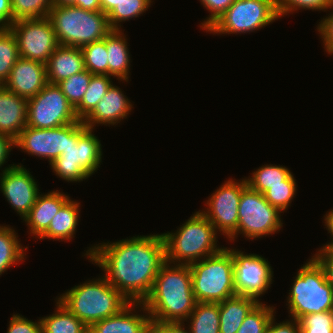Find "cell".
Segmentation results:
<instances>
[{
    "mask_svg": "<svg viewBox=\"0 0 333 333\" xmlns=\"http://www.w3.org/2000/svg\"><path fill=\"white\" fill-rule=\"evenodd\" d=\"M196 302L220 303L236 295L233 256L228 247L189 265Z\"/></svg>",
    "mask_w": 333,
    "mask_h": 333,
    "instance_id": "8",
    "label": "cell"
},
{
    "mask_svg": "<svg viewBox=\"0 0 333 333\" xmlns=\"http://www.w3.org/2000/svg\"><path fill=\"white\" fill-rule=\"evenodd\" d=\"M47 84L46 64L20 57L3 86L18 96L29 99Z\"/></svg>",
    "mask_w": 333,
    "mask_h": 333,
    "instance_id": "17",
    "label": "cell"
},
{
    "mask_svg": "<svg viewBox=\"0 0 333 333\" xmlns=\"http://www.w3.org/2000/svg\"><path fill=\"white\" fill-rule=\"evenodd\" d=\"M149 333H190L184 322H153L151 321Z\"/></svg>",
    "mask_w": 333,
    "mask_h": 333,
    "instance_id": "44",
    "label": "cell"
},
{
    "mask_svg": "<svg viewBox=\"0 0 333 333\" xmlns=\"http://www.w3.org/2000/svg\"><path fill=\"white\" fill-rule=\"evenodd\" d=\"M59 45L82 47L104 39L111 31L102 11H89L73 5L54 6L49 13Z\"/></svg>",
    "mask_w": 333,
    "mask_h": 333,
    "instance_id": "7",
    "label": "cell"
},
{
    "mask_svg": "<svg viewBox=\"0 0 333 333\" xmlns=\"http://www.w3.org/2000/svg\"><path fill=\"white\" fill-rule=\"evenodd\" d=\"M85 70L80 47L59 45L46 63L48 83L58 84L70 76Z\"/></svg>",
    "mask_w": 333,
    "mask_h": 333,
    "instance_id": "22",
    "label": "cell"
},
{
    "mask_svg": "<svg viewBox=\"0 0 333 333\" xmlns=\"http://www.w3.org/2000/svg\"><path fill=\"white\" fill-rule=\"evenodd\" d=\"M122 0H100L101 11L106 15Z\"/></svg>",
    "mask_w": 333,
    "mask_h": 333,
    "instance_id": "50",
    "label": "cell"
},
{
    "mask_svg": "<svg viewBox=\"0 0 333 333\" xmlns=\"http://www.w3.org/2000/svg\"><path fill=\"white\" fill-rule=\"evenodd\" d=\"M20 58L18 42L10 28L0 29V84L9 78L13 65Z\"/></svg>",
    "mask_w": 333,
    "mask_h": 333,
    "instance_id": "32",
    "label": "cell"
},
{
    "mask_svg": "<svg viewBox=\"0 0 333 333\" xmlns=\"http://www.w3.org/2000/svg\"><path fill=\"white\" fill-rule=\"evenodd\" d=\"M291 170L282 165L265 164L252 172V176L245 177L247 185L260 193L271 189V186L285 185V179Z\"/></svg>",
    "mask_w": 333,
    "mask_h": 333,
    "instance_id": "29",
    "label": "cell"
},
{
    "mask_svg": "<svg viewBox=\"0 0 333 333\" xmlns=\"http://www.w3.org/2000/svg\"><path fill=\"white\" fill-rule=\"evenodd\" d=\"M275 314L269 321L267 329L265 333H300V322L297 319H287L283 322H275L276 321Z\"/></svg>",
    "mask_w": 333,
    "mask_h": 333,
    "instance_id": "43",
    "label": "cell"
},
{
    "mask_svg": "<svg viewBox=\"0 0 333 333\" xmlns=\"http://www.w3.org/2000/svg\"><path fill=\"white\" fill-rule=\"evenodd\" d=\"M52 314L40 317L42 333H87L89 328L57 298Z\"/></svg>",
    "mask_w": 333,
    "mask_h": 333,
    "instance_id": "26",
    "label": "cell"
},
{
    "mask_svg": "<svg viewBox=\"0 0 333 333\" xmlns=\"http://www.w3.org/2000/svg\"><path fill=\"white\" fill-rule=\"evenodd\" d=\"M57 299L88 328L116 315L130 303L102 275L75 285Z\"/></svg>",
    "mask_w": 333,
    "mask_h": 333,
    "instance_id": "3",
    "label": "cell"
},
{
    "mask_svg": "<svg viewBox=\"0 0 333 333\" xmlns=\"http://www.w3.org/2000/svg\"><path fill=\"white\" fill-rule=\"evenodd\" d=\"M150 324L151 318L144 304L142 302H130L116 315L92 324L89 327V332L149 333Z\"/></svg>",
    "mask_w": 333,
    "mask_h": 333,
    "instance_id": "18",
    "label": "cell"
},
{
    "mask_svg": "<svg viewBox=\"0 0 333 333\" xmlns=\"http://www.w3.org/2000/svg\"><path fill=\"white\" fill-rule=\"evenodd\" d=\"M317 250L313 256L323 266L327 280L333 287V248H318Z\"/></svg>",
    "mask_w": 333,
    "mask_h": 333,
    "instance_id": "45",
    "label": "cell"
},
{
    "mask_svg": "<svg viewBox=\"0 0 333 333\" xmlns=\"http://www.w3.org/2000/svg\"><path fill=\"white\" fill-rule=\"evenodd\" d=\"M101 140L81 120L71 123V144L51 164V170L61 180L82 182L100 168L103 157Z\"/></svg>",
    "mask_w": 333,
    "mask_h": 333,
    "instance_id": "6",
    "label": "cell"
},
{
    "mask_svg": "<svg viewBox=\"0 0 333 333\" xmlns=\"http://www.w3.org/2000/svg\"><path fill=\"white\" fill-rule=\"evenodd\" d=\"M80 206L81 204L77 200L70 198L53 217L48 229L38 239L70 242L77 231Z\"/></svg>",
    "mask_w": 333,
    "mask_h": 333,
    "instance_id": "24",
    "label": "cell"
},
{
    "mask_svg": "<svg viewBox=\"0 0 333 333\" xmlns=\"http://www.w3.org/2000/svg\"><path fill=\"white\" fill-rule=\"evenodd\" d=\"M7 333H42L40 318L34 322L19 313H13Z\"/></svg>",
    "mask_w": 333,
    "mask_h": 333,
    "instance_id": "41",
    "label": "cell"
},
{
    "mask_svg": "<svg viewBox=\"0 0 333 333\" xmlns=\"http://www.w3.org/2000/svg\"><path fill=\"white\" fill-rule=\"evenodd\" d=\"M84 251L83 256L98 265L106 280L130 302L143 303L166 262L162 233L102 242Z\"/></svg>",
    "mask_w": 333,
    "mask_h": 333,
    "instance_id": "1",
    "label": "cell"
},
{
    "mask_svg": "<svg viewBox=\"0 0 333 333\" xmlns=\"http://www.w3.org/2000/svg\"><path fill=\"white\" fill-rule=\"evenodd\" d=\"M184 322L190 333H220L219 303L197 302Z\"/></svg>",
    "mask_w": 333,
    "mask_h": 333,
    "instance_id": "28",
    "label": "cell"
},
{
    "mask_svg": "<svg viewBox=\"0 0 333 333\" xmlns=\"http://www.w3.org/2000/svg\"><path fill=\"white\" fill-rule=\"evenodd\" d=\"M13 22L21 19L48 17L52 0H11Z\"/></svg>",
    "mask_w": 333,
    "mask_h": 333,
    "instance_id": "36",
    "label": "cell"
},
{
    "mask_svg": "<svg viewBox=\"0 0 333 333\" xmlns=\"http://www.w3.org/2000/svg\"><path fill=\"white\" fill-rule=\"evenodd\" d=\"M84 66L91 74L108 75L106 42L102 39L81 47Z\"/></svg>",
    "mask_w": 333,
    "mask_h": 333,
    "instance_id": "34",
    "label": "cell"
},
{
    "mask_svg": "<svg viewBox=\"0 0 333 333\" xmlns=\"http://www.w3.org/2000/svg\"><path fill=\"white\" fill-rule=\"evenodd\" d=\"M233 256L236 295L252 297L259 303L273 283V268L262 255L228 248Z\"/></svg>",
    "mask_w": 333,
    "mask_h": 333,
    "instance_id": "14",
    "label": "cell"
},
{
    "mask_svg": "<svg viewBox=\"0 0 333 333\" xmlns=\"http://www.w3.org/2000/svg\"><path fill=\"white\" fill-rule=\"evenodd\" d=\"M123 30H112L104 41L106 42L108 57V75L116 78L120 82H128L130 73L131 55L126 33ZM131 62V63H130Z\"/></svg>",
    "mask_w": 333,
    "mask_h": 333,
    "instance_id": "23",
    "label": "cell"
},
{
    "mask_svg": "<svg viewBox=\"0 0 333 333\" xmlns=\"http://www.w3.org/2000/svg\"><path fill=\"white\" fill-rule=\"evenodd\" d=\"M211 222L198 210L174 232L162 233L166 261L190 265L219 252L218 235Z\"/></svg>",
    "mask_w": 333,
    "mask_h": 333,
    "instance_id": "4",
    "label": "cell"
},
{
    "mask_svg": "<svg viewBox=\"0 0 333 333\" xmlns=\"http://www.w3.org/2000/svg\"><path fill=\"white\" fill-rule=\"evenodd\" d=\"M247 186L245 177L240 180L227 179L206 200V209L199 210L215 227L217 233L227 240L238 226L239 201Z\"/></svg>",
    "mask_w": 333,
    "mask_h": 333,
    "instance_id": "12",
    "label": "cell"
},
{
    "mask_svg": "<svg viewBox=\"0 0 333 333\" xmlns=\"http://www.w3.org/2000/svg\"><path fill=\"white\" fill-rule=\"evenodd\" d=\"M299 322L300 333H333V310L305 315Z\"/></svg>",
    "mask_w": 333,
    "mask_h": 333,
    "instance_id": "38",
    "label": "cell"
},
{
    "mask_svg": "<svg viewBox=\"0 0 333 333\" xmlns=\"http://www.w3.org/2000/svg\"><path fill=\"white\" fill-rule=\"evenodd\" d=\"M18 233L10 225L0 224V277L13 265L25 261L27 246L23 247Z\"/></svg>",
    "mask_w": 333,
    "mask_h": 333,
    "instance_id": "27",
    "label": "cell"
},
{
    "mask_svg": "<svg viewBox=\"0 0 333 333\" xmlns=\"http://www.w3.org/2000/svg\"><path fill=\"white\" fill-rule=\"evenodd\" d=\"M13 23L11 0H0V29L9 28Z\"/></svg>",
    "mask_w": 333,
    "mask_h": 333,
    "instance_id": "47",
    "label": "cell"
},
{
    "mask_svg": "<svg viewBox=\"0 0 333 333\" xmlns=\"http://www.w3.org/2000/svg\"><path fill=\"white\" fill-rule=\"evenodd\" d=\"M280 19L276 0H235L206 30L213 35L257 32Z\"/></svg>",
    "mask_w": 333,
    "mask_h": 333,
    "instance_id": "9",
    "label": "cell"
},
{
    "mask_svg": "<svg viewBox=\"0 0 333 333\" xmlns=\"http://www.w3.org/2000/svg\"><path fill=\"white\" fill-rule=\"evenodd\" d=\"M235 0H200L201 5L208 10L209 15L199 25L206 31L231 6Z\"/></svg>",
    "mask_w": 333,
    "mask_h": 333,
    "instance_id": "40",
    "label": "cell"
},
{
    "mask_svg": "<svg viewBox=\"0 0 333 333\" xmlns=\"http://www.w3.org/2000/svg\"><path fill=\"white\" fill-rule=\"evenodd\" d=\"M324 222V228L327 229L328 234L330 233L331 239L330 242L324 244L321 248H333V208L329 210L324 216H323Z\"/></svg>",
    "mask_w": 333,
    "mask_h": 333,
    "instance_id": "48",
    "label": "cell"
},
{
    "mask_svg": "<svg viewBox=\"0 0 333 333\" xmlns=\"http://www.w3.org/2000/svg\"><path fill=\"white\" fill-rule=\"evenodd\" d=\"M28 99L0 86V133L15 140L27 123Z\"/></svg>",
    "mask_w": 333,
    "mask_h": 333,
    "instance_id": "21",
    "label": "cell"
},
{
    "mask_svg": "<svg viewBox=\"0 0 333 333\" xmlns=\"http://www.w3.org/2000/svg\"><path fill=\"white\" fill-rule=\"evenodd\" d=\"M110 75L93 74L89 86L83 95L81 103L75 108L77 118L83 121L96 107L113 84L114 77Z\"/></svg>",
    "mask_w": 333,
    "mask_h": 333,
    "instance_id": "30",
    "label": "cell"
},
{
    "mask_svg": "<svg viewBox=\"0 0 333 333\" xmlns=\"http://www.w3.org/2000/svg\"><path fill=\"white\" fill-rule=\"evenodd\" d=\"M306 262L293 277L285 303L289 317L297 320L308 314L333 310V287L323 266L313 255Z\"/></svg>",
    "mask_w": 333,
    "mask_h": 333,
    "instance_id": "5",
    "label": "cell"
},
{
    "mask_svg": "<svg viewBox=\"0 0 333 333\" xmlns=\"http://www.w3.org/2000/svg\"><path fill=\"white\" fill-rule=\"evenodd\" d=\"M54 6L73 5L75 0H52Z\"/></svg>",
    "mask_w": 333,
    "mask_h": 333,
    "instance_id": "51",
    "label": "cell"
},
{
    "mask_svg": "<svg viewBox=\"0 0 333 333\" xmlns=\"http://www.w3.org/2000/svg\"><path fill=\"white\" fill-rule=\"evenodd\" d=\"M71 144V124L50 129L26 126L14 140V146L28 155L46 159L49 165Z\"/></svg>",
    "mask_w": 333,
    "mask_h": 333,
    "instance_id": "15",
    "label": "cell"
},
{
    "mask_svg": "<svg viewBox=\"0 0 333 333\" xmlns=\"http://www.w3.org/2000/svg\"><path fill=\"white\" fill-rule=\"evenodd\" d=\"M92 75L93 74L85 69L82 72L74 74L57 84L61 88L62 93L67 97L68 102L74 108L81 103L83 95L89 86Z\"/></svg>",
    "mask_w": 333,
    "mask_h": 333,
    "instance_id": "37",
    "label": "cell"
},
{
    "mask_svg": "<svg viewBox=\"0 0 333 333\" xmlns=\"http://www.w3.org/2000/svg\"><path fill=\"white\" fill-rule=\"evenodd\" d=\"M275 310L273 305L258 303L245 317L237 333H265Z\"/></svg>",
    "mask_w": 333,
    "mask_h": 333,
    "instance_id": "35",
    "label": "cell"
},
{
    "mask_svg": "<svg viewBox=\"0 0 333 333\" xmlns=\"http://www.w3.org/2000/svg\"><path fill=\"white\" fill-rule=\"evenodd\" d=\"M9 28L16 36L21 58L46 64L59 46L49 17L17 20Z\"/></svg>",
    "mask_w": 333,
    "mask_h": 333,
    "instance_id": "13",
    "label": "cell"
},
{
    "mask_svg": "<svg viewBox=\"0 0 333 333\" xmlns=\"http://www.w3.org/2000/svg\"><path fill=\"white\" fill-rule=\"evenodd\" d=\"M73 6L89 11H101L100 0H75Z\"/></svg>",
    "mask_w": 333,
    "mask_h": 333,
    "instance_id": "49",
    "label": "cell"
},
{
    "mask_svg": "<svg viewBox=\"0 0 333 333\" xmlns=\"http://www.w3.org/2000/svg\"><path fill=\"white\" fill-rule=\"evenodd\" d=\"M122 90L116 84H112L94 110L82 122L90 129H95L99 125L110 127L121 124L120 122L131 114L134 105Z\"/></svg>",
    "mask_w": 333,
    "mask_h": 333,
    "instance_id": "19",
    "label": "cell"
},
{
    "mask_svg": "<svg viewBox=\"0 0 333 333\" xmlns=\"http://www.w3.org/2000/svg\"><path fill=\"white\" fill-rule=\"evenodd\" d=\"M12 148H15L14 140L9 136L0 133V173L15 165V163H13L4 167V169L2 168L8 162L7 160L12 151Z\"/></svg>",
    "mask_w": 333,
    "mask_h": 333,
    "instance_id": "46",
    "label": "cell"
},
{
    "mask_svg": "<svg viewBox=\"0 0 333 333\" xmlns=\"http://www.w3.org/2000/svg\"><path fill=\"white\" fill-rule=\"evenodd\" d=\"M297 187L294 174L291 173L285 179V185L271 186V189L266 190L263 195L270 205L276 207L284 214L296 196Z\"/></svg>",
    "mask_w": 333,
    "mask_h": 333,
    "instance_id": "33",
    "label": "cell"
},
{
    "mask_svg": "<svg viewBox=\"0 0 333 333\" xmlns=\"http://www.w3.org/2000/svg\"><path fill=\"white\" fill-rule=\"evenodd\" d=\"M259 302L235 295L219 303L220 333H237L243 320Z\"/></svg>",
    "mask_w": 333,
    "mask_h": 333,
    "instance_id": "25",
    "label": "cell"
},
{
    "mask_svg": "<svg viewBox=\"0 0 333 333\" xmlns=\"http://www.w3.org/2000/svg\"><path fill=\"white\" fill-rule=\"evenodd\" d=\"M78 121L75 108L57 84L48 83L37 95L28 99L26 126L50 129Z\"/></svg>",
    "mask_w": 333,
    "mask_h": 333,
    "instance_id": "11",
    "label": "cell"
},
{
    "mask_svg": "<svg viewBox=\"0 0 333 333\" xmlns=\"http://www.w3.org/2000/svg\"><path fill=\"white\" fill-rule=\"evenodd\" d=\"M281 216V212L270 205L262 193L247 185L239 201L237 230L228 240L234 242L242 234L252 241L280 232L284 224Z\"/></svg>",
    "mask_w": 333,
    "mask_h": 333,
    "instance_id": "10",
    "label": "cell"
},
{
    "mask_svg": "<svg viewBox=\"0 0 333 333\" xmlns=\"http://www.w3.org/2000/svg\"><path fill=\"white\" fill-rule=\"evenodd\" d=\"M153 0H122L108 14L112 30H122L121 24L130 19L139 18L151 7Z\"/></svg>",
    "mask_w": 333,
    "mask_h": 333,
    "instance_id": "31",
    "label": "cell"
},
{
    "mask_svg": "<svg viewBox=\"0 0 333 333\" xmlns=\"http://www.w3.org/2000/svg\"><path fill=\"white\" fill-rule=\"evenodd\" d=\"M328 9H333V3ZM316 27L317 34L321 36L325 52L328 55H333V10L328 16L326 15L324 18H321Z\"/></svg>",
    "mask_w": 333,
    "mask_h": 333,
    "instance_id": "42",
    "label": "cell"
},
{
    "mask_svg": "<svg viewBox=\"0 0 333 333\" xmlns=\"http://www.w3.org/2000/svg\"><path fill=\"white\" fill-rule=\"evenodd\" d=\"M34 178L21 163L0 173V191L21 220L28 215L41 193Z\"/></svg>",
    "mask_w": 333,
    "mask_h": 333,
    "instance_id": "16",
    "label": "cell"
},
{
    "mask_svg": "<svg viewBox=\"0 0 333 333\" xmlns=\"http://www.w3.org/2000/svg\"><path fill=\"white\" fill-rule=\"evenodd\" d=\"M196 303L189 265L167 261L161 266L149 296L143 301L153 322H184Z\"/></svg>",
    "mask_w": 333,
    "mask_h": 333,
    "instance_id": "2",
    "label": "cell"
},
{
    "mask_svg": "<svg viewBox=\"0 0 333 333\" xmlns=\"http://www.w3.org/2000/svg\"><path fill=\"white\" fill-rule=\"evenodd\" d=\"M71 197L60 190L39 193L36 202L23 222L30 236L39 238L49 227L51 220Z\"/></svg>",
    "mask_w": 333,
    "mask_h": 333,
    "instance_id": "20",
    "label": "cell"
},
{
    "mask_svg": "<svg viewBox=\"0 0 333 333\" xmlns=\"http://www.w3.org/2000/svg\"><path fill=\"white\" fill-rule=\"evenodd\" d=\"M332 3L333 0H276L280 18L301 9L326 12Z\"/></svg>",
    "mask_w": 333,
    "mask_h": 333,
    "instance_id": "39",
    "label": "cell"
}]
</instances>
